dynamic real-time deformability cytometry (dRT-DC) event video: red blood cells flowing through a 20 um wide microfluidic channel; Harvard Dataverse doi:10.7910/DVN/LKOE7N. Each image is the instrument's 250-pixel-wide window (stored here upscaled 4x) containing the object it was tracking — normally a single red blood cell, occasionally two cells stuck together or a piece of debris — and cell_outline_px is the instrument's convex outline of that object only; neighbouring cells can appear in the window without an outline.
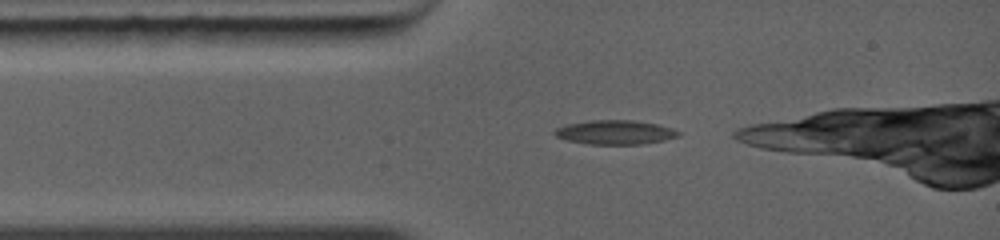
{"species": "common noctule bat (a hibernating species)", "species_latin": "Nyctalus noctula", "temperature_condition": "warm", "stored_images_in_passage": 3, "camera_frame_rate_fps": 5000, "um_per_image_px": 0.085, "animal": {"sex": "female", "body_mass_g": 19.0, "forearm_length_mm": 56.7}, "frame": {"image": 1, "passage_image": 1, "time_ms": 0.0, "image_size_px": [1000, 240], "cell_outline_px": [[680, 136], [664, 140], [640, 144], [588, 144], [568, 140], [556, 136], [552, 132], [556, 128], [564, 124], [588, 120], [632, 120], [656, 124], [672, 128], [680, 132]], "centroid_in_image_um": [52.25, 11.24], "position_along_channel_um": 32.7, "area_um2": 17.46}}